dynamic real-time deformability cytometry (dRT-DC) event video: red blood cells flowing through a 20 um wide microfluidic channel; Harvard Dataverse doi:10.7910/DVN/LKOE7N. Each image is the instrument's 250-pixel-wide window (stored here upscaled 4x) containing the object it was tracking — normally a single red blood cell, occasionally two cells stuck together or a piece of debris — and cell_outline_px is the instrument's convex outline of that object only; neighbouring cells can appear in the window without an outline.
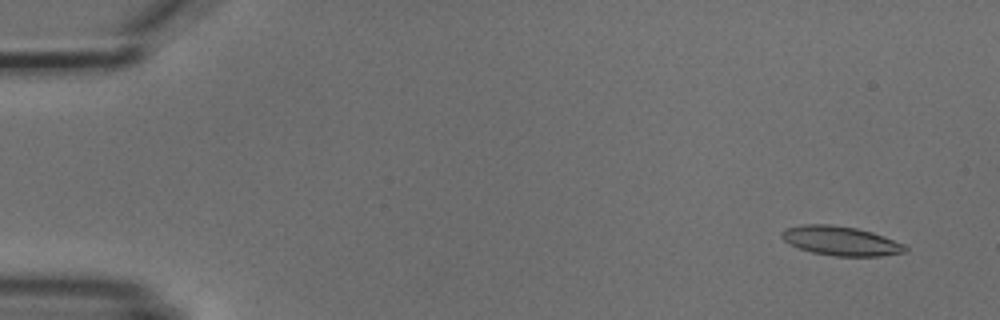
{"species": "common noctule bat (a hibernating species)", "species_latin": "Nyctalus noctula", "temperature_condition": "cold", "stored_images_in_passage": 8, "camera_frame_rate_fps": 3000, "um_per_image_px": 0.085, "animal": {"sex": "male", "body_mass_g": 18.8}, "frame": {"image": 1, "passage_image": 2, "time_ms": 1.0, "image_size_px": [1000, 320], "cell_outline_px": [[908, 252], [880, 256], [832, 256], [812, 252], [800, 248], [784, 240], [780, 236], [780, 232], [784, 228], [800, 224], [832, 224], [856, 228], [872, 232], [884, 236], [904, 244], [908, 248]], "centroid_in_image_um": [71.47, 20.47], "position_along_channel_um": 13.5, "area_um2": 21.21}}
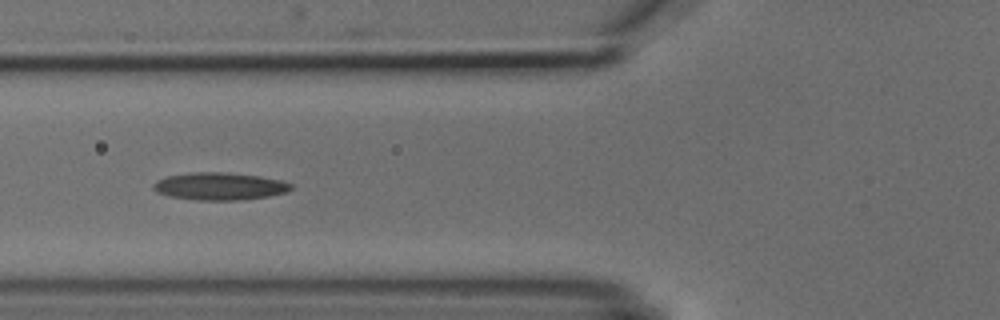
{"frame": {"image": 2, "passage_image": 7, "time_ms": 6.667, "image_size_px": [1000, 320], "cell_outline_px": [[292, 188], [288, 192], [268, 196], [240, 200], [196, 200], [168, 196], [156, 192], [152, 188], [152, 184], [156, 180], [168, 176], [192, 172], [228, 172], [260, 176], [280, 180], [292, 184]], "centroid_in_image_um": [18.65, 15.83], "position_along_channel_um": 107.2, "area_um2": 22.2}}
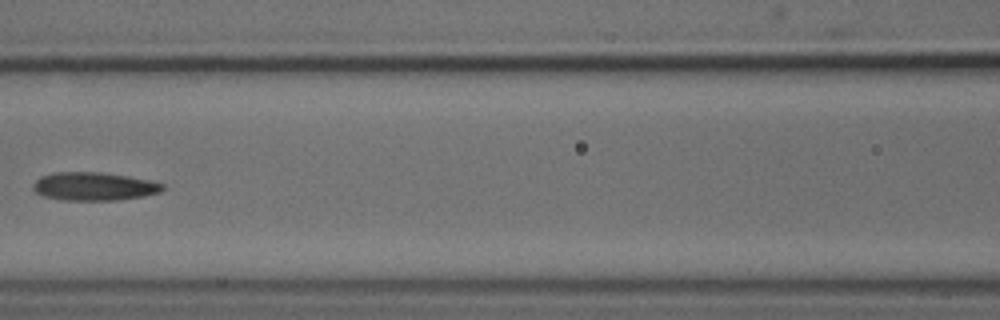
{"frame": {"image": 3, "passage_image": 8, "time_ms": 8.0, "image_size_px": [1000, 320], "cell_outline_px": [[164, 188], [160, 192], [144, 196], [116, 200], [60, 200], [44, 196], [36, 192], [32, 188], [32, 184], [40, 176], [56, 172], [100, 172], [128, 176], [152, 180], [164, 184]], "centroid_in_image_um": [7.99, 15.84], "position_along_channel_um": 158.6, "area_um2": 21.44}}